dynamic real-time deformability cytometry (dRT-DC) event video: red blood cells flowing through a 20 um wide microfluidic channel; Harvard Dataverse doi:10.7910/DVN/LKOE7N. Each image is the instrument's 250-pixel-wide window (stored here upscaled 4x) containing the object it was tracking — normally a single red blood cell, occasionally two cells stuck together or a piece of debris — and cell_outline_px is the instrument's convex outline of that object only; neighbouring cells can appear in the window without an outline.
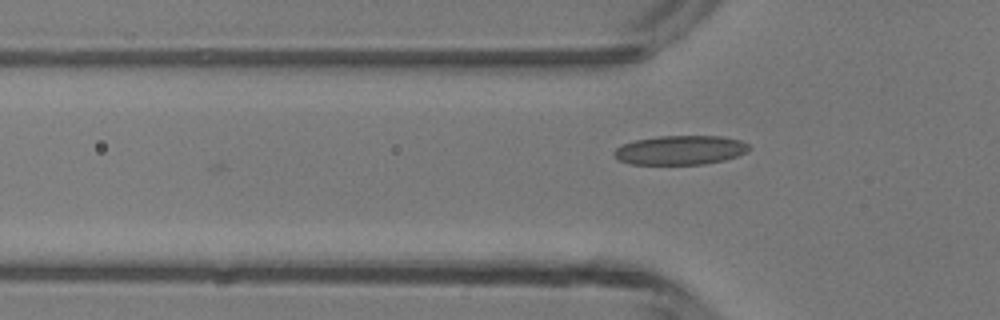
{"species": "common noctule bat (a hibernating species)", "species_latin": "Nyctalus noctula", "temperature_condition": "room temperature", "stored_images_in_passage": 3, "camera_frame_rate_fps": 3000, "um_per_image_px": 0.085, "animal": {"sex": "male", "body_mass_g": 13.3}, "frame": {"image": 1, "passage_image": 3, "time_ms": 0.667, "image_size_px": [1000, 320], "cell_outline_px": [[752, 148], [748, 152], [724, 160], [704, 164], [628, 164], [616, 160], [612, 156], [612, 152], [616, 148], [624, 144], [636, 140], [660, 136], [720, 136], [740, 140], [748, 144]], "centroid_in_image_um": [57.8, 12.77], "position_along_channel_um": 68.0, "area_um2": 23.12}}